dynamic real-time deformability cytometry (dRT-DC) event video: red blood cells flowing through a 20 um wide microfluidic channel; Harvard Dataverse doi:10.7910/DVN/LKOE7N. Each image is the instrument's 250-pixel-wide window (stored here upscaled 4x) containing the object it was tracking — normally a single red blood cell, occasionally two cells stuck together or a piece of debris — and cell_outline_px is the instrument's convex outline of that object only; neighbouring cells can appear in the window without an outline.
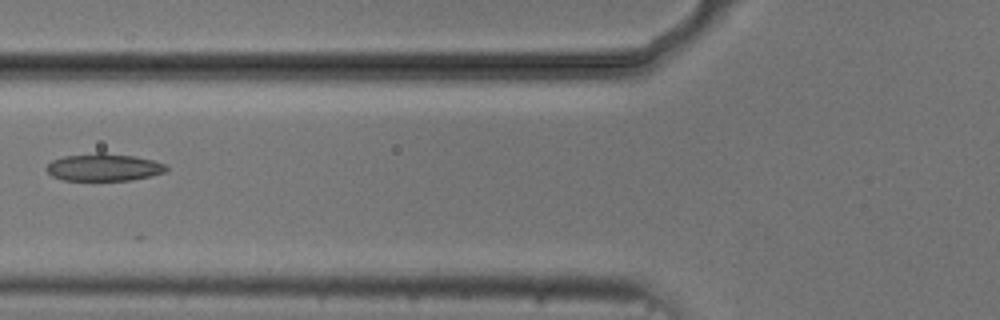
{"species": "common noctule bat (a hibernating species)", "species_latin": "Nyctalus noctula", "temperature_condition": "cold", "stored_images_in_passage": 7, "camera_frame_rate_fps": 3000, "um_per_image_px": 0.085, "animal": {"sex": "male", "body_mass_g": 20.5, "forearm_length_mm": 52.5}, "frame": {"image": 1, "passage_image": 5, "time_ms": 6.0, "image_size_px": [1000, 320], "cell_outline_px": [[168, 168], [164, 172], [132, 180], [64, 180], [52, 176], [44, 168], [52, 160], [64, 156], [96, 152], [104, 152], [132, 156], [152, 160], [164, 164]], "centroid_in_image_um": [8.77, 14.21], "position_along_channel_um": 117.0, "area_um2": 19.02}}